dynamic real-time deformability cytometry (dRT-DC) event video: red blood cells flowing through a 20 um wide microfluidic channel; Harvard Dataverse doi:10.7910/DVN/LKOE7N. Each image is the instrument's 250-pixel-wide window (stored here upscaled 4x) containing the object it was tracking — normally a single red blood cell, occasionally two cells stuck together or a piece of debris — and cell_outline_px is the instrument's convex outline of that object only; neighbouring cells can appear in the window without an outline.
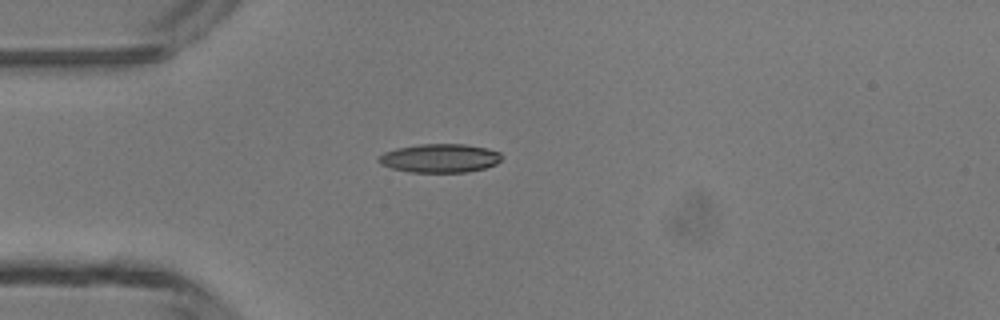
{"species": "common noctule bat (a hibernating species)", "species_latin": "Nyctalus noctula", "temperature_condition": "room temperature", "stored_images_in_passage": 5, "camera_frame_rate_fps": 3000, "um_per_image_px": 0.085, "animal": {"sex": "male", "body_mass_g": 13.3}, "frame": {"image": 1, "passage_image": 5, "time_ms": 5.333, "image_size_px": [1000, 320], "cell_outline_px": [[504, 156], [496, 164], [484, 168], [464, 172], [408, 172], [392, 168], [380, 164], [376, 160], [376, 156], [384, 152], [396, 148], [420, 144], [464, 144], [488, 148], [500, 152]], "centroid_in_image_um": [37.36, 13.44], "position_along_channel_um": 47.6, "area_um2": 20.75}}